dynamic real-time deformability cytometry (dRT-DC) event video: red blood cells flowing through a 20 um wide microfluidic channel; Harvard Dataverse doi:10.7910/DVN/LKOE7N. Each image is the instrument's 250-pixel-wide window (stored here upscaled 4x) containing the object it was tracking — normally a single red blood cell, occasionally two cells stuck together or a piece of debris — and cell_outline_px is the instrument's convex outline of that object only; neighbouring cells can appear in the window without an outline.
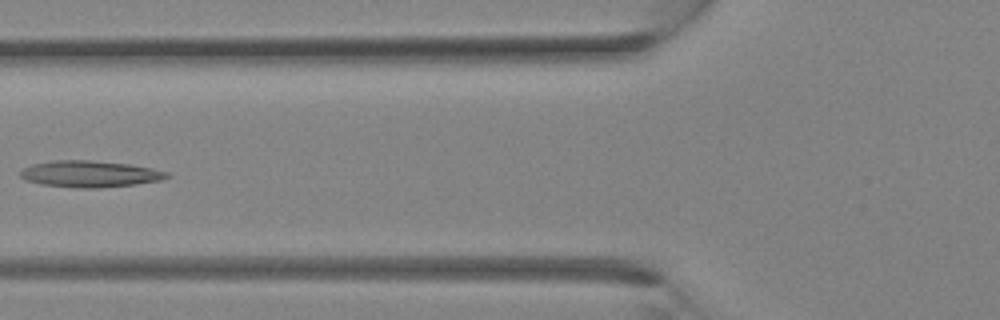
{"species": "Egyptian fruit bat (a non-hibernating species)", "species_latin": "Rousettus aegyptiacus", "temperature_condition": "room temperature", "stored_images_in_passage": 34, "camera_frame_rate_fps": 3000, "um_per_image_px": 0.085, "animal": {"sex": "female"}, "frame": {"image": 1, "passage_image": 13, "time_ms": 4.0, "image_size_px": [1000, 320], "cell_outline_px": [[172, 176], [160, 180], [136, 184], [100, 188], [80, 188], [40, 184], [24, 180], [20, 176], [20, 172], [24, 168], [32, 164], [52, 160], [92, 160], [132, 164], [152, 168], [168, 172]], "centroid_in_image_um": [7.65, 14.78], "position_along_channel_um": 118.1, "area_um2": 22.83}}
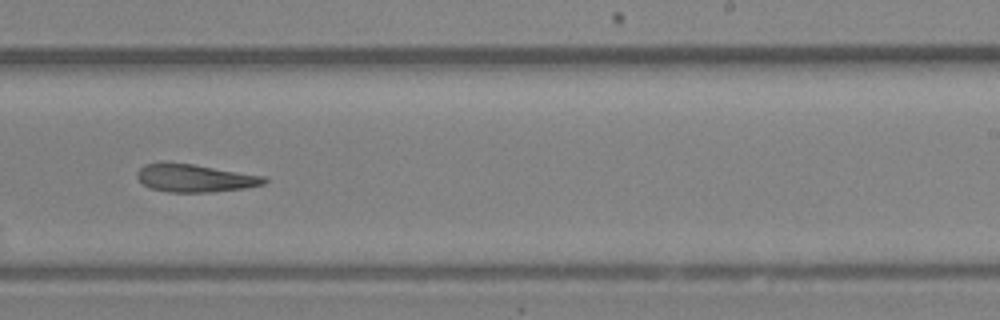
{"frame": {"image": 2, "passage_image": 21, "time_ms": 6.667, "image_size_px": [1000, 320], "cell_outline_px": [[268, 180], [264, 184], [244, 188], [212, 192], [168, 192], [152, 188], [144, 184], [136, 176], [136, 172], [144, 164], [160, 160], [192, 164], [264, 176]], "centroid_in_image_um": [16.51, 15.11], "position_along_channel_um": 272.5, "area_um2": 20.75}}
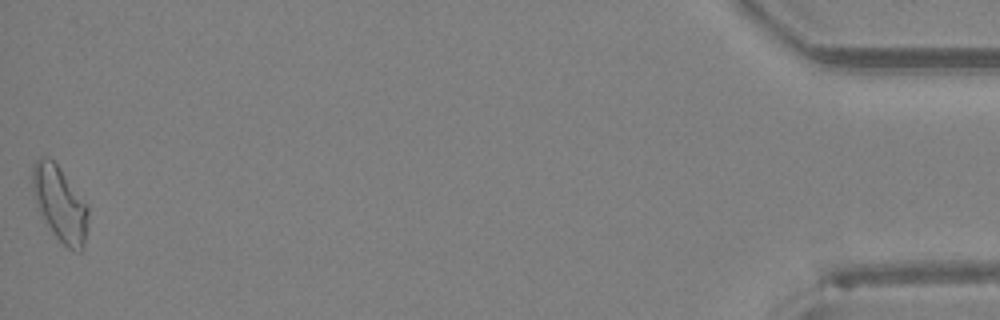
{"frame": {"image": 3, "passage_image": 34, "time_ms": 11.0, "image_size_px": [1000, 320], "cell_outline_px": [[88, 216], [84, 248], [80, 252], [68, 248], [56, 236], [40, 216], [32, 188], [32, 164], [40, 156], [44, 156], [52, 160], [60, 168], [88, 204]], "centroid_in_image_um": [5.09, 17.3], "position_along_channel_um": 430.1, "area_um2": 24.39}}